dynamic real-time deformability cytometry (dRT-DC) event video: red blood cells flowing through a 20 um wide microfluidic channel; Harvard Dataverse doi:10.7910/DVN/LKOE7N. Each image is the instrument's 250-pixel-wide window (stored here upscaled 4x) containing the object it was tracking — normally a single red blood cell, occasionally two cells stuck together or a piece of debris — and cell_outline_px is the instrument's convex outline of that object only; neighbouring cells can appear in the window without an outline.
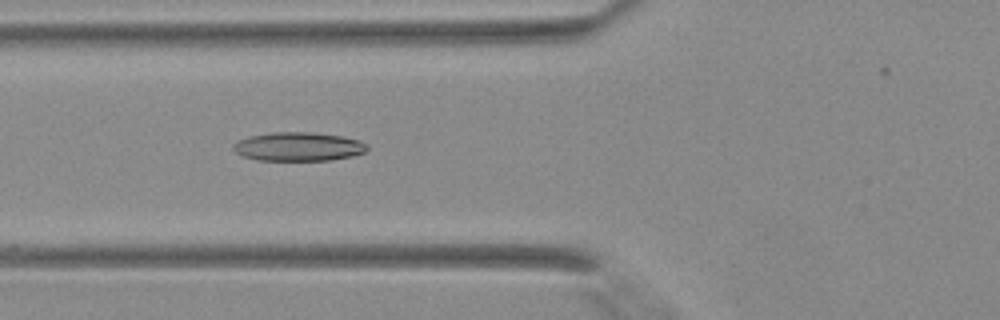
{"species": "Egyptian fruit bat (a non-hibernating species)", "species_latin": "Rousettus aegyptiacus", "temperature_condition": "warm", "stored_images_in_passage": 32, "camera_frame_rate_fps": 3000, "um_per_image_px": 0.085, "animal": {"sex": "female"}, "frame": {"image": 1, "passage_image": 7, "time_ms": 2.0, "image_size_px": [1000, 320], "cell_outline_px": [[368, 148], [364, 152], [352, 156], [332, 160], [256, 160], [244, 156], [236, 152], [232, 148], [232, 144], [236, 140], [248, 136], [272, 132], [312, 132], [344, 136], [360, 140], [368, 144]], "centroid_in_image_um": [25.36, 12.45], "position_along_channel_um": 100.4, "area_um2": 22.72}}
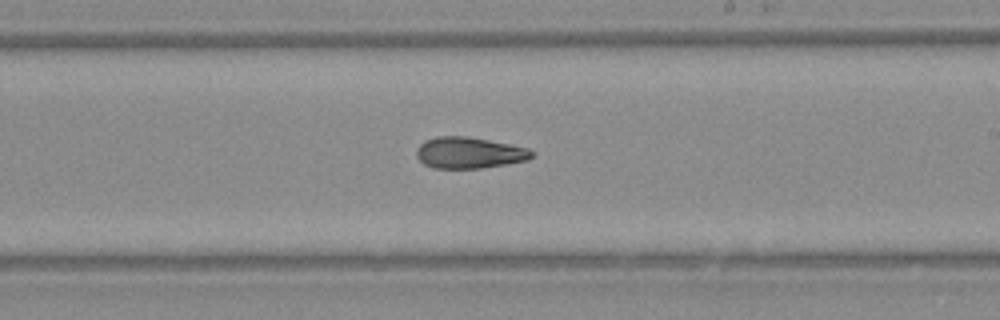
{"frame": {"image": 2, "passage_image": 16, "time_ms": 5.0, "image_size_px": [1000, 320], "cell_outline_px": [[532, 156], [528, 160], [480, 168], [432, 168], [424, 164], [416, 156], [416, 148], [420, 144], [436, 136], [468, 136], [528, 148], [532, 152]], "centroid_in_image_um": [39.84, 12.98], "position_along_channel_um": 249.2, "area_um2": 20.81}}
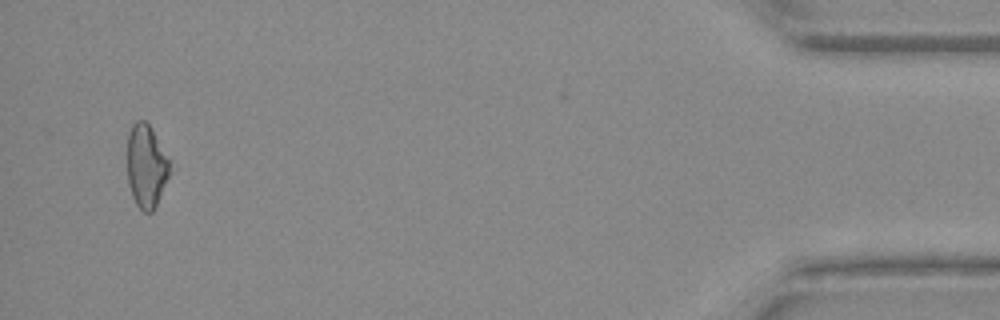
{"frame": {"image": 3, "passage_image": 31, "time_ms": 10.0, "image_size_px": [1000, 320], "cell_outline_px": [[172, 172], [152, 212], [144, 212], [136, 204], [132, 196], [128, 184], [128, 136], [132, 124], [136, 120], [144, 120], [148, 124], [168, 160]], "centroid_in_image_um": [12.43, 14.15], "position_along_channel_um": 422.8, "area_um2": 20.23}}